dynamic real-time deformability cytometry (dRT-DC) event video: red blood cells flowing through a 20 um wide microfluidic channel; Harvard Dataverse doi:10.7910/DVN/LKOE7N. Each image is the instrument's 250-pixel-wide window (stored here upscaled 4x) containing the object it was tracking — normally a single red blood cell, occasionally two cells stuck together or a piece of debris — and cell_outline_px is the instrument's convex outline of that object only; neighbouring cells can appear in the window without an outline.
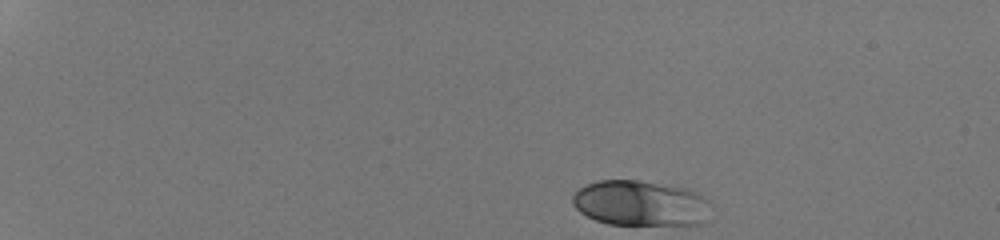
{"species": "human", "species_latin": "Homo sapiens", "temperature_condition": "room temperature", "stored_images_in_passage": 39, "camera_frame_rate_fps": 3000, "um_per_image_px": 0.085, "donor": {"sex": "male"}, "frame": {"image": 1, "passage_image": 1, "time_ms": 0.0, "image_size_px": [1000, 240], "cell_outline_px": [[712, 204], [700, 224], [608, 224], [596, 220], [580, 212], [572, 204], [572, 196], [580, 188], [588, 184], [600, 180], [636, 180], [684, 188], [696, 192], [704, 196]], "centroid_in_image_um": [54.42, 17.27], "position_along_channel_um": 30.6, "area_um2": 36.18}}
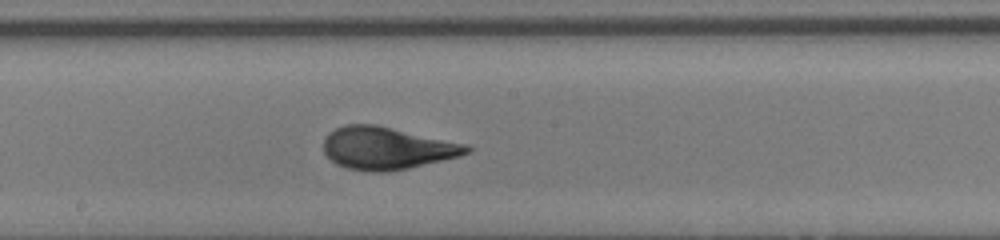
{"frame": {"image": 2, "passage_image": 23, "time_ms": 7.333, "image_size_px": [1000, 240], "cell_outline_px": [[472, 148], [468, 152], [460, 156], [408, 168], [388, 172], [368, 172], [348, 168], [336, 164], [324, 152], [324, 140], [328, 132], [344, 124], [376, 124], [468, 144]], "centroid_in_image_um": [32.88, 12.59], "position_along_channel_um": 215.3, "area_um2": 35.49}}
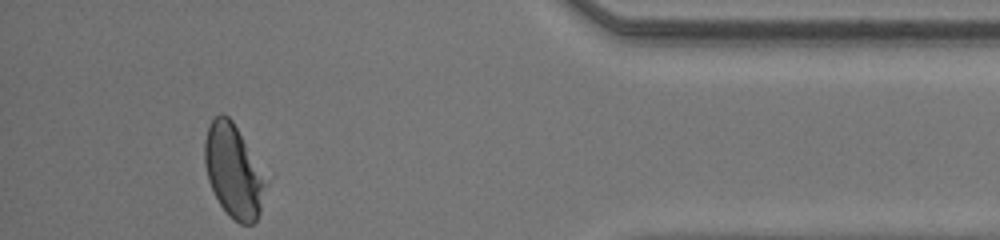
{"frame": {"image": 3, "passage_image": 39, "time_ms": 12.667, "image_size_px": [1000, 240], "cell_outline_px": [[260, 212], [256, 220], [252, 224], [240, 224], [228, 216], [220, 204], [208, 180], [204, 160], [204, 140], [208, 128], [212, 120], [220, 112], [228, 116], [232, 120], [244, 144], [260, 180]], "centroid_in_image_um": [19.69, 14.55], "position_along_channel_um": 415.5, "area_um2": 30.52}, "authors_computed_cell_mechanics": {"area_um2": 34.68, "velocity_mm_per_s": 4.3413, "shape_relaxation_time_tau1_ms": 2.6222, "shape_relaxation_time_tau2_ms": null, "deformation_change_tau1": 0.153, "deformation_change_tau2": null}}